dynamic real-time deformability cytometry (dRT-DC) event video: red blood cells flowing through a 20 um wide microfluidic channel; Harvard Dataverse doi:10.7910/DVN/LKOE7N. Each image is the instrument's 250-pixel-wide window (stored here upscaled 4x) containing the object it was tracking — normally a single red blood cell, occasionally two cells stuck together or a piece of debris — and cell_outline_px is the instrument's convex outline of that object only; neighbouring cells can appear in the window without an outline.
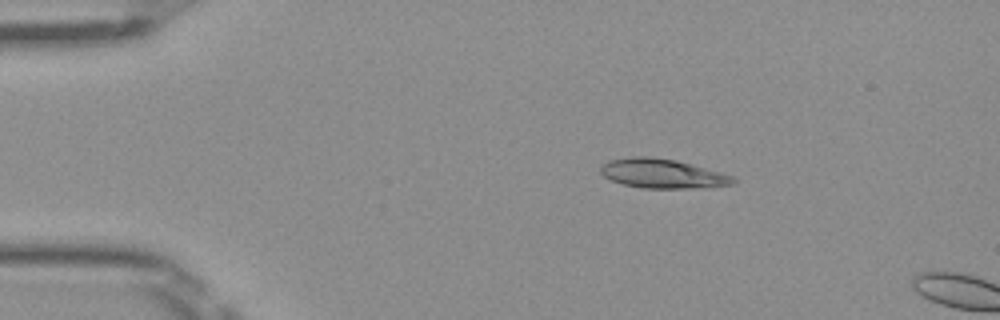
{"species": "Egyptian fruit bat (a non-hibernating species)", "species_latin": "Rousettus aegyptiacus", "temperature_condition": "room temperature", "stored_images_in_passage": 4, "camera_frame_rate_fps": 3000, "um_per_image_px": 0.085, "frame": {"image": 1, "passage_image": 1, "time_ms": 0.0, "image_size_px": [1000, 320], "cell_outline_px": [[740, 180], [732, 184], [712, 188], [644, 188], [624, 184], [612, 180], [604, 176], [600, 172], [600, 168], [608, 160], [632, 156], [648, 156], [676, 160], [692, 164], [720, 172], [732, 176]], "centroid_in_image_um": [56.36, 14.76], "position_along_channel_um": 28.6, "area_um2": 22.77}}